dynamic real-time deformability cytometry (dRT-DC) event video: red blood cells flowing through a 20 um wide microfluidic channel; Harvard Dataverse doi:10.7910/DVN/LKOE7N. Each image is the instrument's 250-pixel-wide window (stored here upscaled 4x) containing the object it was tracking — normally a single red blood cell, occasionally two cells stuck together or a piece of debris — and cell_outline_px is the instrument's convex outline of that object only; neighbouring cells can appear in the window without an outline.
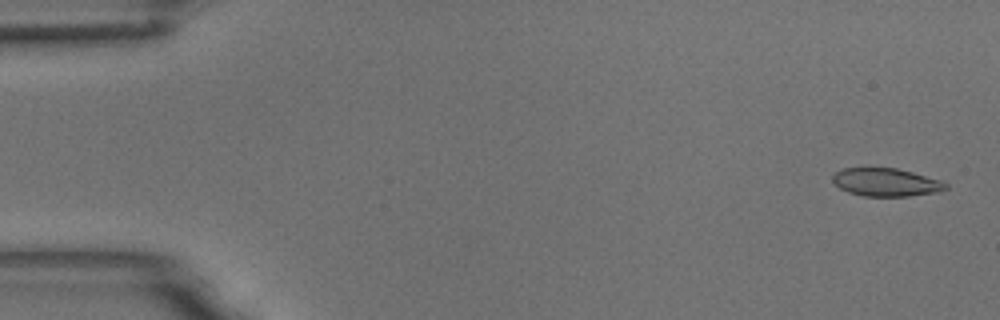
{"species": "common noctule bat (a hibernating species)", "species_latin": "Nyctalus noctula", "temperature_condition": "room temperature", "stored_images_in_passage": 58, "camera_frame_rate_fps": 3000, "um_per_image_px": 0.085, "animal": {"sex": "male", "body_mass_g": 18.8}, "frame": {"image": 1, "passage_image": 2, "time_ms": 0.333, "image_size_px": [1000, 320], "cell_outline_px": [[948, 188], [936, 192], [908, 196], [864, 196], [848, 192], [840, 188], [832, 180], [832, 176], [840, 168], [896, 168], [944, 180], [948, 184]], "centroid_in_image_um": [75.33, 15.49], "position_along_channel_um": 9.7, "area_um2": 18.55}}
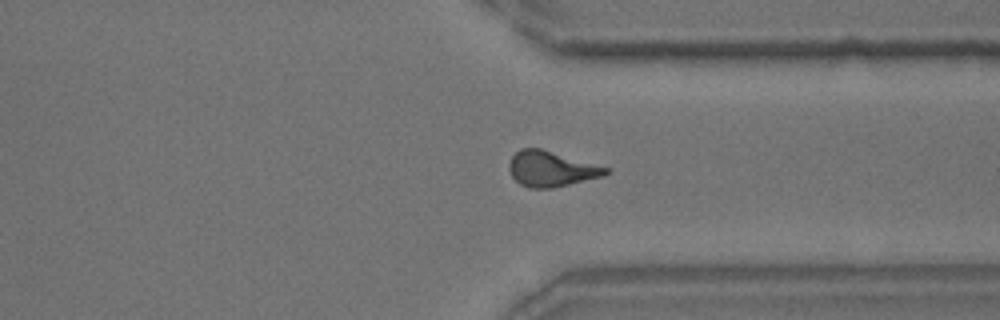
{"frame": {"image": 2, "passage_image": 43, "time_ms": 14.0, "image_size_px": [1000, 320], "cell_outline_px": [[612, 172], [600, 176], [552, 188], [528, 188], [520, 184], [512, 176], [508, 168], [508, 164], [512, 156], [520, 148], [540, 148], [612, 168]], "centroid_in_image_um": [46.85, 14.34], "position_along_channel_um": 364.5, "area_um2": 19.94}}
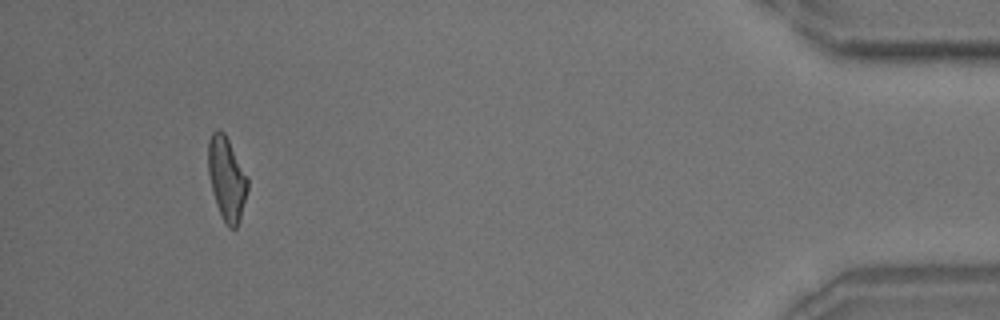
{"frame": {"image": 3, "passage_image": 53, "time_ms": 17.333, "image_size_px": [1000, 320], "cell_outline_px": [[248, 188], [240, 220], [236, 228], [228, 228], [224, 224], [216, 204], [208, 172], [208, 140], [212, 132], [216, 128], [220, 128], [224, 132], [248, 176]], "centroid_in_image_um": [19.27, 15.17], "position_along_channel_um": 415.9, "area_um2": 19.36}}